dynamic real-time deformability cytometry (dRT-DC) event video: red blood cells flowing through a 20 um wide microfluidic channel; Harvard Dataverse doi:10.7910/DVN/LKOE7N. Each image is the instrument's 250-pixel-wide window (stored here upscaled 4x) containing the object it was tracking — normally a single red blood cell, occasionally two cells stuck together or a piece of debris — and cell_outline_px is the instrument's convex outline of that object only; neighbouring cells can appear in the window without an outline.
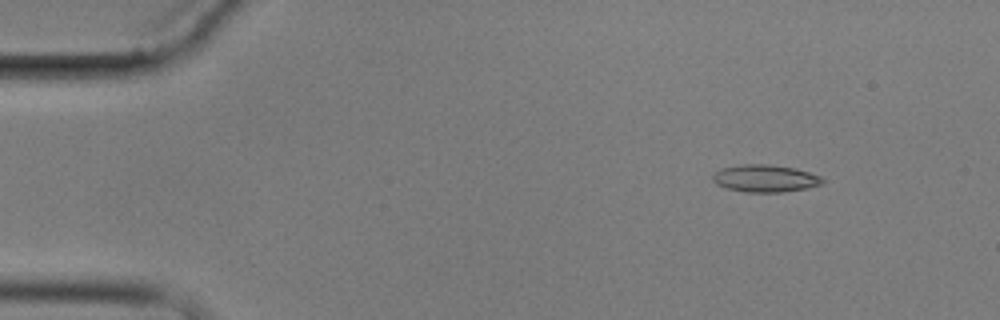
{"species": "common noctule bat (a hibernating species)", "species_latin": "Nyctalus noctula", "temperature_condition": "cold", "stored_images_in_passage": 3, "camera_frame_rate_fps": 3000, "um_per_image_px": 0.085, "animal": {"sex": "male", "body_mass_g": 17.9}, "frame": {"image": 1, "passage_image": 1, "time_ms": 0.0, "image_size_px": [1000, 320], "cell_outline_px": [[824, 184], [808, 188], [780, 192], [744, 192], [724, 188], [716, 184], [712, 180], [712, 176], [720, 168], [744, 164], [768, 164], [796, 168], [820, 176], [824, 180]], "centroid_in_image_um": [65.03, 15.17], "position_along_channel_um": 20.0, "area_um2": 17.63}}
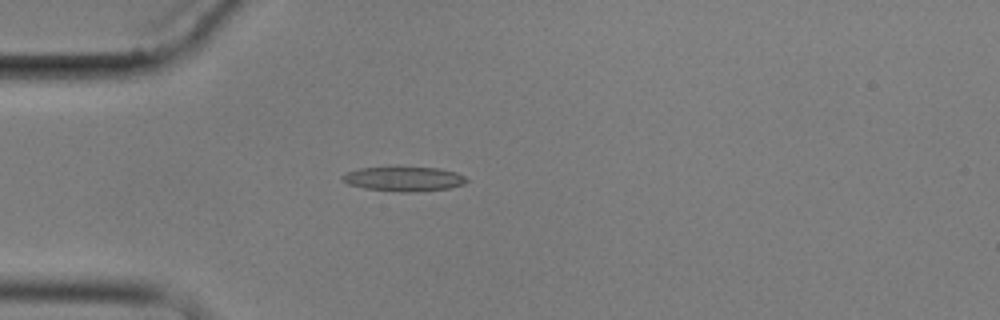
{"frame": {"image": 2, "passage_image": 3, "time_ms": 3.0, "image_size_px": [1000, 320], "cell_outline_px": [[468, 180], [464, 184], [448, 188], [412, 192], [400, 192], [364, 188], [348, 184], [340, 176], [348, 172], [360, 168], [396, 164], [440, 168], [456, 172], [464, 176]], "centroid_in_image_um": [34.32, 15.15], "position_along_channel_um": 50.7, "area_um2": 18.55}}